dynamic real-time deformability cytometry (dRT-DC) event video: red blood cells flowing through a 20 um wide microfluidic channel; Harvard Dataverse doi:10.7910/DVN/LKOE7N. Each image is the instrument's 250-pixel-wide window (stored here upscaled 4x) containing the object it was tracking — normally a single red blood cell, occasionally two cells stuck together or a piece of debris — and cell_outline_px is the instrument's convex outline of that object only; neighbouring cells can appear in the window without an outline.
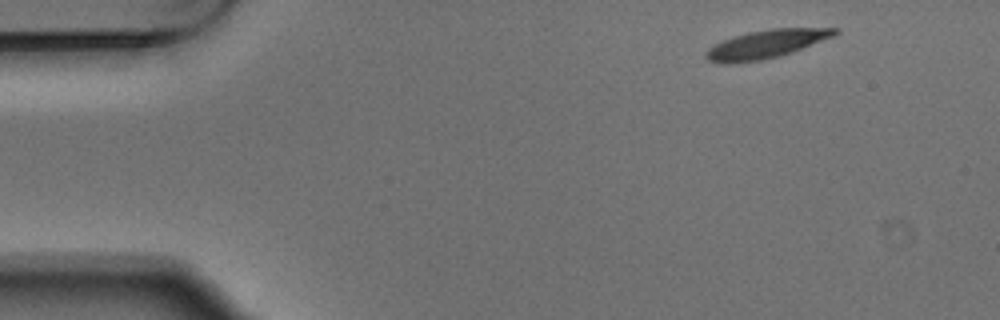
{"species": "Egyptian fruit bat (a non-hibernating species)", "species_latin": "Rousettus aegyptiacus", "temperature_condition": "warm", "stored_images_in_passage": 3, "camera_frame_rate_fps": 3000, "um_per_image_px": 0.085, "animal": {"sex": "male"}, "frame": {"image": 1, "passage_image": 1, "time_ms": 0.0, "image_size_px": [1000, 320], "cell_outline_px": [[840, 32], [836, 36], [792, 52], [780, 56], [760, 60], [732, 64], [724, 64], [708, 60], [704, 56], [704, 52], [712, 44], [732, 36], [748, 32], [772, 28], [840, 28]], "centroid_in_image_um": [65.11, 3.75], "position_along_channel_um": 19.9, "area_um2": 21.68}}
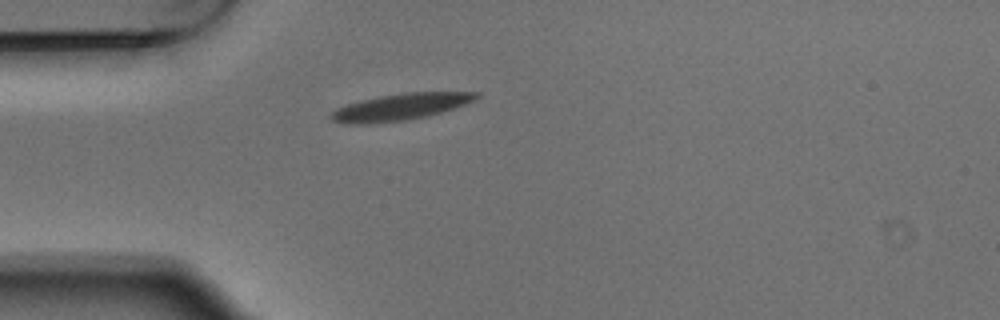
{"frame": {"image": 2, "passage_image": 3, "time_ms": 0.667, "image_size_px": [1000, 320], "cell_outline_px": [[480, 96], [476, 100], [428, 116], [404, 120], [364, 124], [344, 124], [332, 120], [328, 116], [336, 108], [360, 100], [380, 96], [404, 92], [480, 92]], "centroid_in_image_um": [34.01, 9.08], "position_along_channel_um": 51.0, "area_um2": 22.43}}